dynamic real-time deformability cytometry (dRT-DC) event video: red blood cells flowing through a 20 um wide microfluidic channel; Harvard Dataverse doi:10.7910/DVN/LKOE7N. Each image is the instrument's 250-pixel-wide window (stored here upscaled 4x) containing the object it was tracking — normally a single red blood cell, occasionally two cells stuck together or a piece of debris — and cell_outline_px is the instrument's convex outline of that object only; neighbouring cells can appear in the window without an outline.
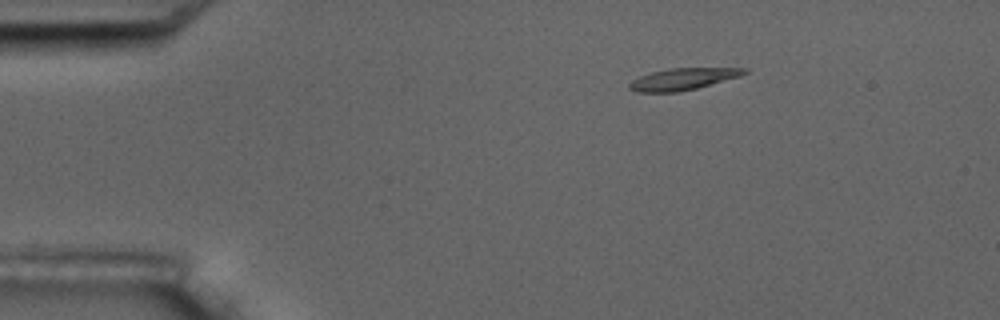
{"species": "common noctule bat (a hibernating species)", "species_latin": "Nyctalus noctula", "temperature_condition": "room temperature", "stored_images_in_passage": 3, "camera_frame_rate_fps": 3000, "um_per_image_px": 0.085, "animal": {"sex": "male", "body_mass_g": 17.5, "forearm_length_mm": 52.3}, "frame": {"image": 1, "passage_image": 1, "time_ms": 0.0, "image_size_px": [1000, 320], "cell_outline_px": [[748, 72], [740, 76], [696, 88], [680, 92], [636, 92], [628, 88], [628, 84], [632, 80], [640, 76], [652, 72], [668, 68], [748, 68]], "centroid_in_image_um": [58.02, 6.72], "position_along_channel_um": 27.0, "area_um2": 14.51}}